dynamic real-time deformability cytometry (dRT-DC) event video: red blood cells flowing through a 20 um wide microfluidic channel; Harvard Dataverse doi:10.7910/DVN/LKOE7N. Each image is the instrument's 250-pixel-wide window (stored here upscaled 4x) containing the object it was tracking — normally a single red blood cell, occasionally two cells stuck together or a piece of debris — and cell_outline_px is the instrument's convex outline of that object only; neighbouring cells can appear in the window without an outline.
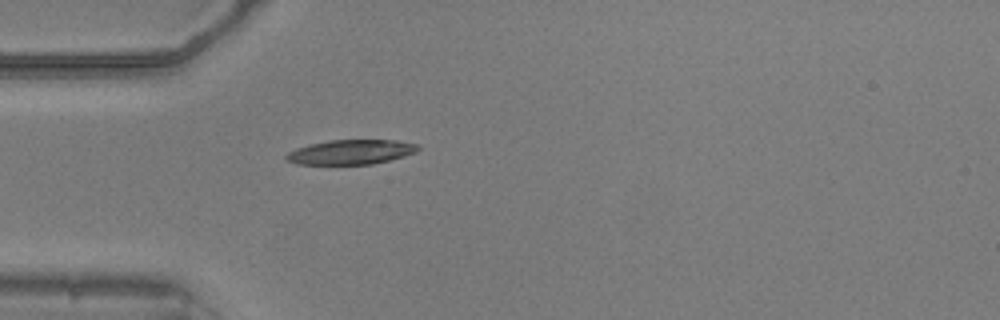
{"species": "common noctule bat (a hibernating species)", "species_latin": "Nyctalus noctula", "temperature_condition": "warm", "stored_images_in_passage": 20, "camera_frame_rate_fps": 3000, "um_per_image_px": 0.085, "animal": {"sex": "male", "body_mass_g": 20.5, "forearm_length_mm": 52.5}, "frame": {"image": 1, "passage_image": 1, "time_ms": 0.0, "image_size_px": [1000, 320], "cell_outline_px": [[420, 148], [416, 152], [404, 156], [372, 164], [296, 164], [284, 160], [284, 156], [288, 152], [296, 148], [328, 140], [396, 140], [420, 144]], "centroid_in_image_um": [29.82, 12.92], "position_along_channel_um": 55.2, "area_um2": 18.96}}
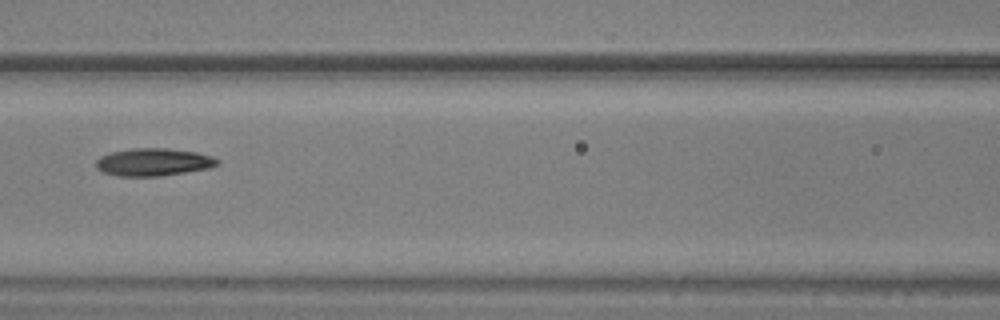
{"frame": {"image": 2, "passage_image": 9, "time_ms": 2.667, "image_size_px": [1000, 320], "cell_outline_px": [[220, 164], [208, 168], [160, 176], [116, 176], [104, 172], [96, 168], [96, 160], [100, 156], [112, 152], [132, 148], [168, 148], [196, 152], [212, 156], [220, 160]], "centroid_in_image_um": [13.04, 13.77], "position_along_channel_um": 153.6, "area_um2": 19.54}}
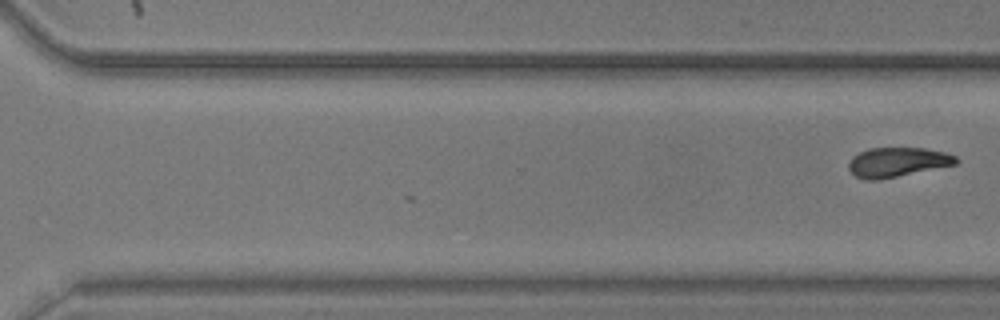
{"frame": {"image": 3, "passage_image": 20, "time_ms": 6.333, "image_size_px": [1000, 320], "cell_outline_px": [[960, 160], [956, 164], [880, 180], [864, 180], [856, 176], [848, 168], [848, 164], [852, 156], [868, 148], [924, 148], [944, 152], [956, 156]], "centroid_in_image_um": [76.27, 13.78], "position_along_channel_um": 294.3, "area_um2": 18.5}}